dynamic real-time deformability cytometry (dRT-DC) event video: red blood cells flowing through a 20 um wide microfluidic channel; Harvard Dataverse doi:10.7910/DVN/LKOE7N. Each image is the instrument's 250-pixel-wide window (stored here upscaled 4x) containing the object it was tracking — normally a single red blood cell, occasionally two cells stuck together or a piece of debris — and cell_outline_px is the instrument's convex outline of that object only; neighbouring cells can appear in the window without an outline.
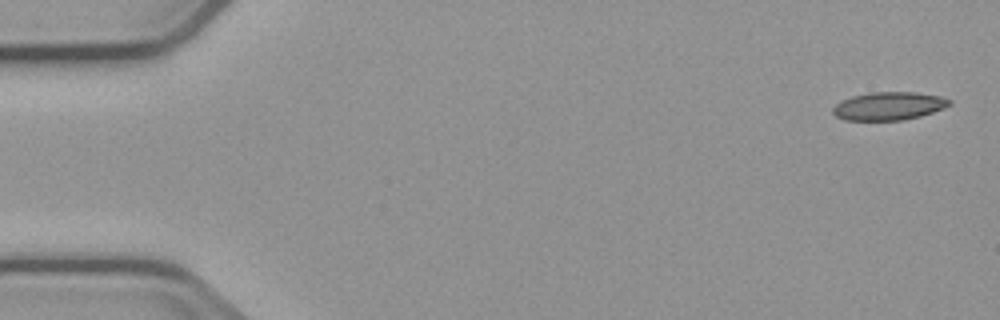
{"species": "common noctule bat (a hibernating species)", "species_latin": "Nyctalus noctula", "temperature_condition": "cold", "stored_images_in_passage": 5, "camera_frame_rate_fps": 3000, "um_per_image_px": 0.085, "animal": {"sex": "male", "body_mass_g": 23.1, "forearm_length_mm": 52.7}, "frame": {"image": 1, "passage_image": 1, "time_ms": 0.0, "image_size_px": [1000, 320], "cell_outline_px": [[952, 104], [944, 108], [920, 116], [904, 120], [844, 120], [836, 116], [832, 112], [832, 108], [840, 100], [852, 96], [868, 92], [916, 92], [940, 96], [952, 100]], "centroid_in_image_um": [75.54, 9.0], "position_along_channel_um": 9.5, "area_um2": 19.25}}
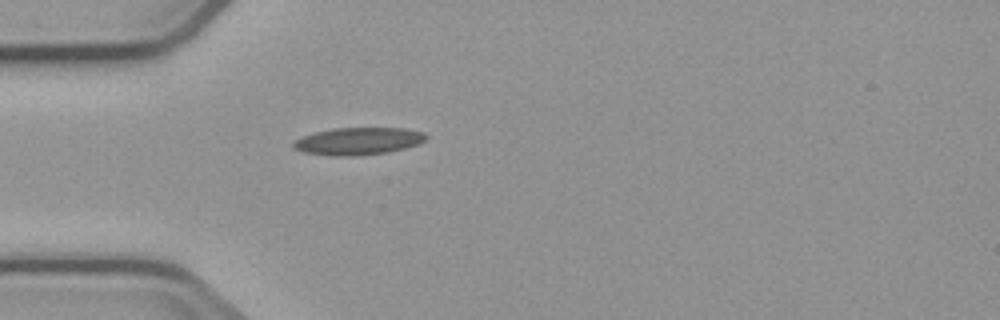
{"frame": {"image": 2, "passage_image": 5, "time_ms": 4.667, "image_size_px": [1000, 320], "cell_outline_px": [[428, 136], [420, 144], [388, 152], [360, 156], [328, 156], [304, 152], [292, 148], [292, 144], [296, 140], [304, 136], [316, 132], [332, 128], [404, 128], [424, 132]], "centroid_in_image_um": [30.46, 12.0], "position_along_channel_um": 54.5, "area_um2": 21.27}}